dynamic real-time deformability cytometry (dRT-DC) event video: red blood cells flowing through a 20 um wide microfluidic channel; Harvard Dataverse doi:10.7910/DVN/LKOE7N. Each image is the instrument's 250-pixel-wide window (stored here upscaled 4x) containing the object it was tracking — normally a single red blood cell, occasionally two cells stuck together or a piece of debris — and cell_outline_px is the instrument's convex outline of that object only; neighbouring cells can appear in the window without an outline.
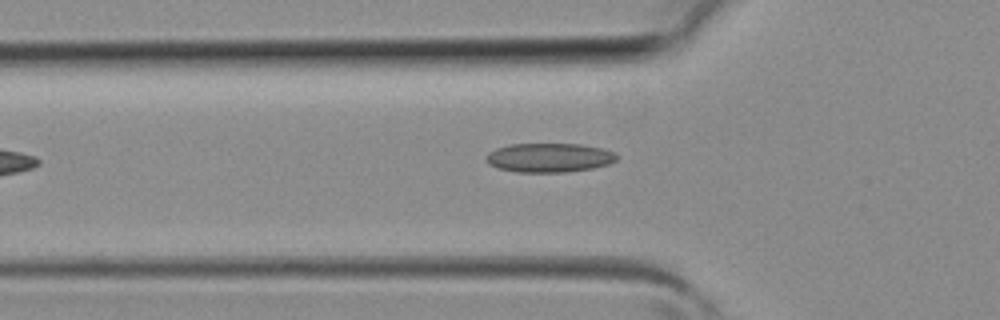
{"species": "common noctule bat (a hibernating species)", "species_latin": "Nyctalus noctula", "temperature_condition": "room temperature", "stored_images_in_passage": 3, "camera_frame_rate_fps": 3000, "um_per_image_px": 0.085, "animal": {"sex": "female", "body_mass_g": 19.3, "forearm_length_mm": 54.1}, "frame": {"image": 1, "passage_image": 3, "time_ms": 0.667, "image_size_px": [1000, 320], "cell_outline_px": [[616, 160], [608, 164], [592, 168], [568, 172], [516, 172], [500, 168], [488, 164], [484, 160], [484, 156], [488, 152], [496, 148], [508, 144], [580, 144], [600, 148], [612, 152], [616, 156]], "centroid_in_image_um": [46.6, 13.4], "position_along_channel_um": 79.2, "area_um2": 22.14}}